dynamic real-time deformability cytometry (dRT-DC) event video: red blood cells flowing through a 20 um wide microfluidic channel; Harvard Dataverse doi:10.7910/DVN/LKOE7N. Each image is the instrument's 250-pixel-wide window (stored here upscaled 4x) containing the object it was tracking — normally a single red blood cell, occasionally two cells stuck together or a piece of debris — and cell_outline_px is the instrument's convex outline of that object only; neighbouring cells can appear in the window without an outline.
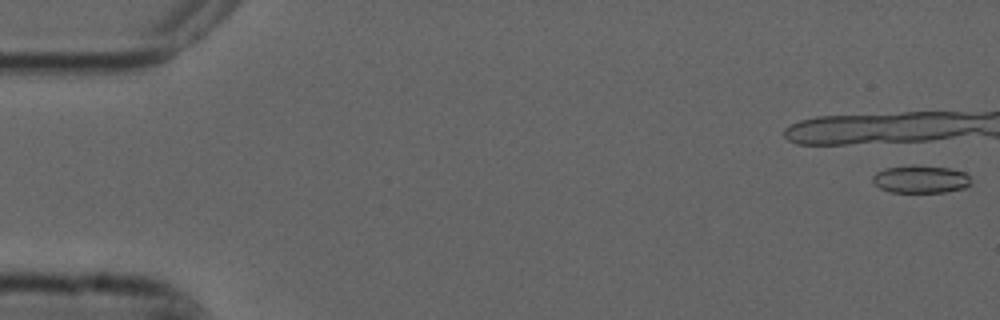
{"species": "common noctule bat (a hibernating species)", "species_latin": "Nyctalus noctula", "temperature_condition": "cold", "stored_images_in_passage": 6, "camera_frame_rate_fps": 3000, "um_per_image_px": 0.085, "animal": {"sex": "male", "forearm_length_mm": 52.5}, "frame": {"image": 1, "passage_image": 1, "time_ms": 0.0, "image_size_px": [1000, 320], "cell_outline_px": [[972, 184], [964, 188], [944, 192], [892, 192], [880, 188], [872, 184], [872, 176], [876, 172], [884, 168], [912, 164], [952, 168], [964, 172], [972, 180]], "centroid_in_image_um": [78.24, 15.22], "position_along_channel_um": 6.8, "area_um2": 16.24}}